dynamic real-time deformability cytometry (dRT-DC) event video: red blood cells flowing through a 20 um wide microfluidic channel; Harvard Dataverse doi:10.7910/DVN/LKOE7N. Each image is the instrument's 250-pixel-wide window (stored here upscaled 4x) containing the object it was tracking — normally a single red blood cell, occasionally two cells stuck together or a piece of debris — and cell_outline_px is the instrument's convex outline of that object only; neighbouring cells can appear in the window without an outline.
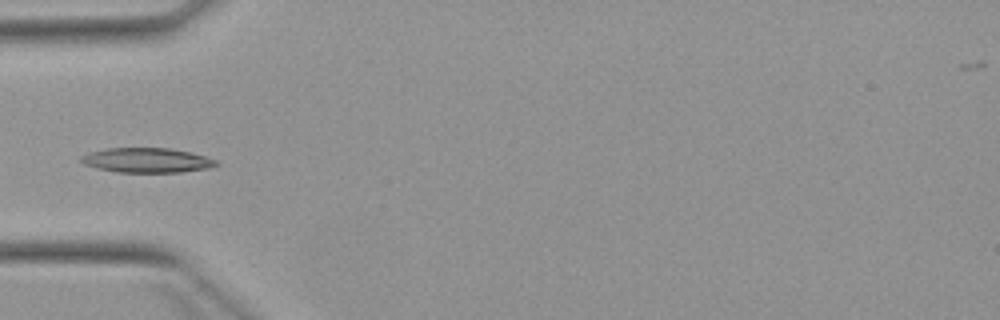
{"species": "Egyptian fruit bat (a non-hibernating species)", "species_latin": "Rousettus aegyptiacus", "temperature_condition": "warm", "stored_images_in_passage": 5, "camera_frame_rate_fps": 3000, "um_per_image_px": 0.085, "animal": {"sex": "female"}, "frame": {"image": 1, "passage_image": 5, "time_ms": 4.667, "image_size_px": [1000, 320], "cell_outline_px": [[220, 164], [208, 168], [180, 172], [116, 172], [96, 168], [84, 164], [80, 160], [80, 156], [92, 152], [108, 148], [168, 148], [188, 152], [204, 156], [216, 160]], "centroid_in_image_um": [12.47, 13.63], "position_along_channel_um": 72.5, "area_um2": 19.25}}